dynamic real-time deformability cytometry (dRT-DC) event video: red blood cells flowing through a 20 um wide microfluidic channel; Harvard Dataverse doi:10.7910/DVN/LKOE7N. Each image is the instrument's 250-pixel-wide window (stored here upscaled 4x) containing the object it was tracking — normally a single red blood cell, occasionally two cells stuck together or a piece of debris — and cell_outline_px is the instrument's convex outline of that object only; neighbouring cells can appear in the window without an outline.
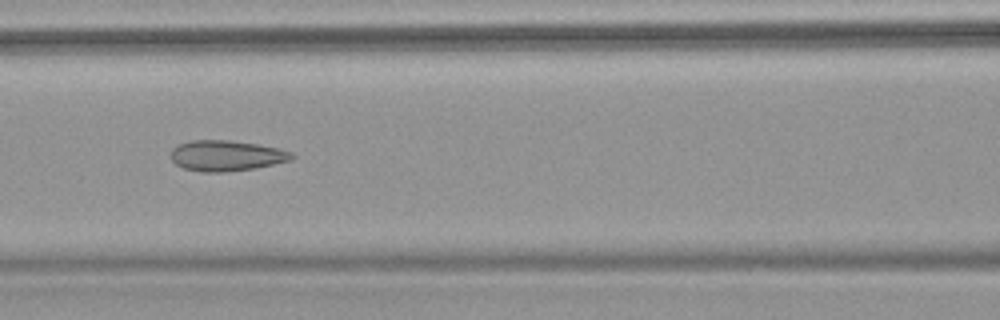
{"species": "common noctule bat (a hibernating species)", "species_latin": "Nyctalus noctula", "temperature_condition": "warm", "stored_images_in_passage": 6, "camera_frame_rate_fps": 3000, "um_per_image_px": 0.085, "animal": {"sex": "female", "body_mass_g": 18.4}, "frame": {"image": 1, "passage_image": 5, "time_ms": 5.667, "image_size_px": [1000, 320], "cell_outline_px": [[296, 156], [292, 160], [256, 168], [224, 172], [200, 172], [184, 168], [176, 164], [168, 156], [172, 148], [180, 144], [192, 140], [228, 140], [256, 144], [280, 148], [292, 152]], "centroid_in_image_um": [19.24, 13.23], "position_along_channel_um": 147.4, "area_um2": 21.79}}
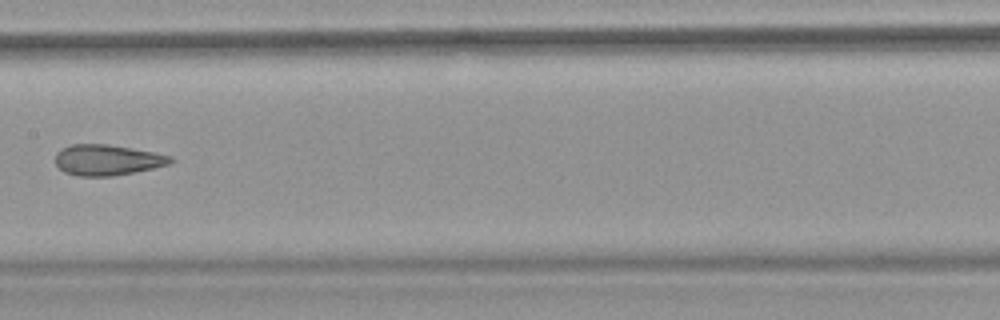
{"frame": {"image": 2, "passage_image": 6, "time_ms": 7.0, "image_size_px": [1000, 320], "cell_outline_px": [[176, 160], [168, 164], [152, 168], [112, 176], [76, 176], [64, 172], [56, 164], [56, 152], [72, 144], [108, 144], [152, 152], [172, 156]], "centroid_in_image_um": [9.1, 13.6], "position_along_channel_um": 198.3, "area_um2": 20.4}}